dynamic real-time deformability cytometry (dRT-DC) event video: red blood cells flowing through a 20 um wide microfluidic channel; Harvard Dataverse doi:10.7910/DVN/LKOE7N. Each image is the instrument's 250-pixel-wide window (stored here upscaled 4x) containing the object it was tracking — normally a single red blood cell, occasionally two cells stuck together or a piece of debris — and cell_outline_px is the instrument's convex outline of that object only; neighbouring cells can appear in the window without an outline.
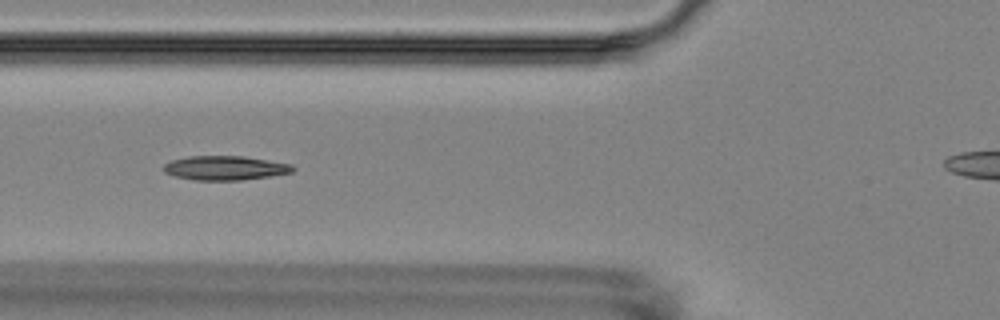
{"species": "Egyptian fruit bat (a non-hibernating species)", "species_latin": "Rousettus aegyptiacus", "temperature_condition": "room temperature", "stored_images_in_passage": 6, "camera_frame_rate_fps": 3000, "um_per_image_px": 0.085, "animal": {"sex": "female"}, "frame": {"image": 1, "passage_image": 2, "time_ms": 1.333, "image_size_px": [1000, 320], "cell_outline_px": [[296, 168], [292, 172], [272, 176], [240, 180], [192, 180], [176, 176], [164, 172], [164, 164], [172, 160], [188, 156], [244, 156], [292, 164]], "centroid_in_image_um": [19.16, 14.27], "position_along_channel_um": 106.6, "area_um2": 18.26}}
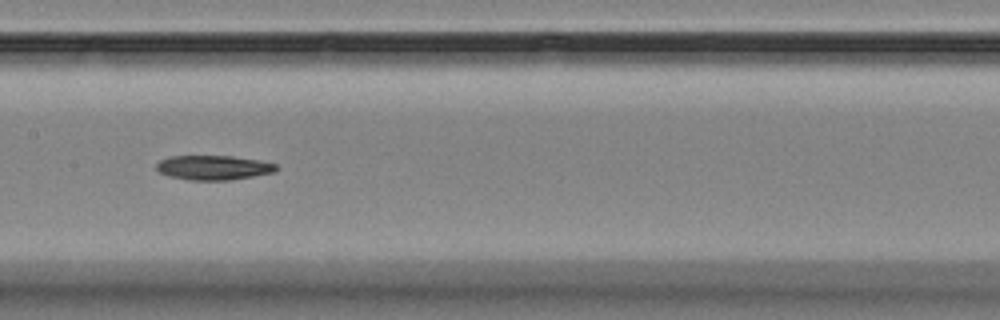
{"frame": {"image": 2, "passage_image": 4, "time_ms": 3.667, "image_size_px": [1000, 320], "cell_outline_px": [[276, 168], [272, 172], [252, 176], [228, 180], [188, 180], [168, 176], [160, 172], [156, 168], [156, 164], [160, 160], [168, 156], [232, 156], [260, 160], [276, 164]], "centroid_in_image_um": [18.09, 14.24], "position_along_channel_um": 189.3, "area_um2": 16.99}}
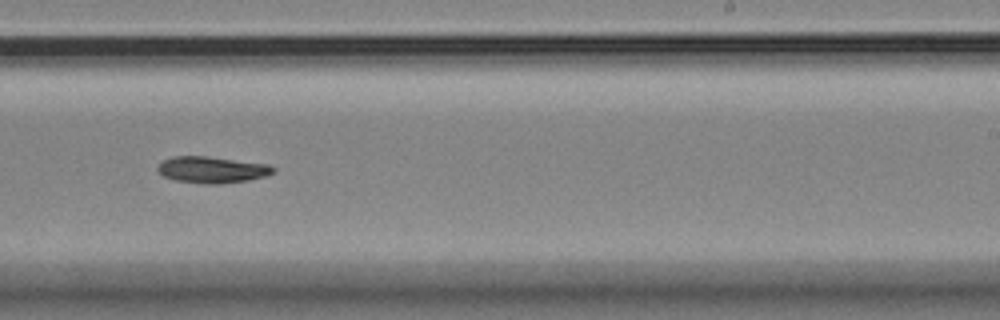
{"frame": {"image": 3, "passage_image": 6, "time_ms": 6.0, "image_size_px": [1000, 320], "cell_outline_px": [[276, 168], [272, 172], [264, 176], [248, 180], [220, 184], [204, 184], [176, 180], [164, 176], [156, 168], [164, 160], [172, 156], [204, 156], [268, 164]], "centroid_in_image_um": [18.01, 14.43], "position_along_channel_um": 271.0, "area_um2": 17.57}}